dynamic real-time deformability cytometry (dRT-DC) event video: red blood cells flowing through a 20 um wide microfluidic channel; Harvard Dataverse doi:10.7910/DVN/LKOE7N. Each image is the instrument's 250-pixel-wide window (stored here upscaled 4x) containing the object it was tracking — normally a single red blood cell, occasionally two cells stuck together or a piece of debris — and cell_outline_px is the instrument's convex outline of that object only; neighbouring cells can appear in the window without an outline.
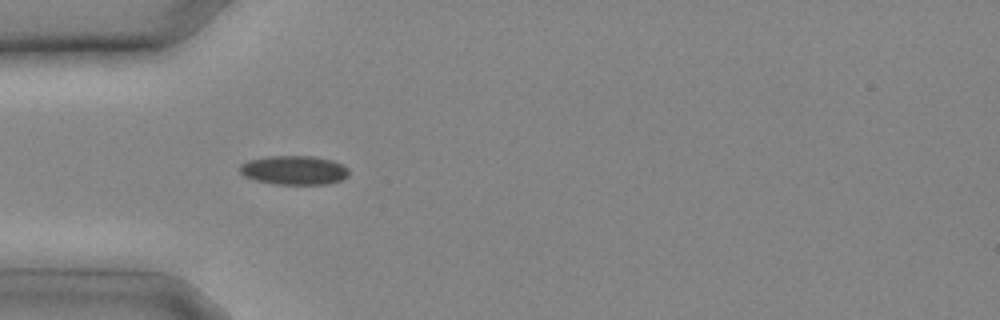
{"species": "common noctule bat (a hibernating species)", "species_latin": "Nyctalus noctula", "temperature_condition": "cold", "stored_images_in_passage": 5, "camera_frame_rate_fps": 3000, "um_per_image_px": 0.085, "animal": {"sex": "male", "body_mass_g": 20.4}, "frame": {"image": 1, "passage_image": 2, "time_ms": 0.333, "image_size_px": [1000, 320], "cell_outline_px": [[348, 176], [340, 180], [328, 184], [276, 184], [256, 180], [244, 176], [240, 172], [240, 164], [248, 160], [268, 156], [312, 156], [332, 160], [348, 168]], "centroid_in_image_um": [24.98, 14.46], "position_along_channel_um": 60.0, "area_um2": 18.38}}